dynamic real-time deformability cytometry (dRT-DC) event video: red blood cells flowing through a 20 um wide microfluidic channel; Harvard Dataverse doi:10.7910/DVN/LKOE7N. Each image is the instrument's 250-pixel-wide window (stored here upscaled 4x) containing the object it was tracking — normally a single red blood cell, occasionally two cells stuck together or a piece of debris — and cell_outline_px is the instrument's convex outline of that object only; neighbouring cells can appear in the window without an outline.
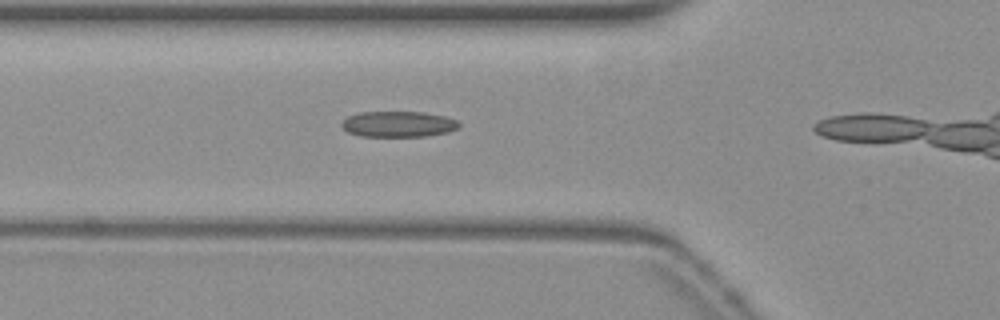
{"species": "common noctule bat (a hibernating species)", "species_latin": "Nyctalus noctula", "temperature_condition": "warm", "stored_images_in_passage": 11, "camera_frame_rate_fps": 3000, "um_per_image_px": 0.085, "animal": {"sex": "female", "body_mass_g": 19.3, "forearm_length_mm": 54.1}, "frame": {"image": 1, "passage_image": 4, "time_ms": 1.0, "image_size_px": [1000, 320], "cell_outline_px": [[460, 124], [456, 128], [448, 132], [424, 136], [360, 136], [348, 132], [340, 124], [348, 116], [360, 112], [424, 112], [444, 116], [456, 120]], "centroid_in_image_um": [33.84, 10.54], "position_along_channel_um": 92.0, "area_um2": 17.46}}
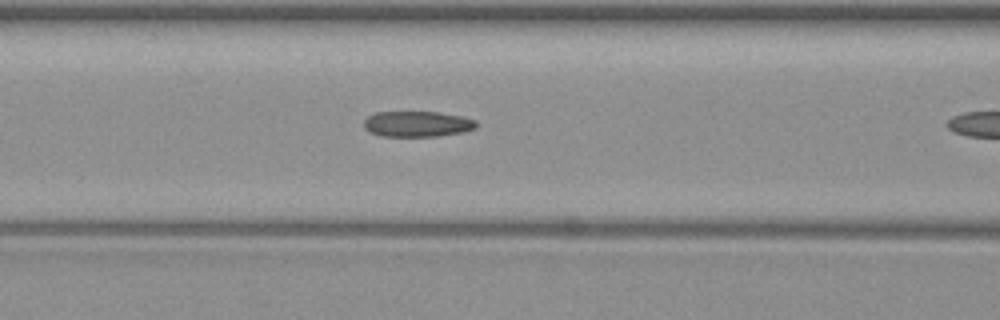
{"frame": {"image": 2, "passage_image": 7, "time_ms": 2.0, "image_size_px": [1000, 320], "cell_outline_px": [[476, 128], [464, 132], [436, 136], [380, 136], [368, 132], [364, 128], [364, 120], [368, 116], [376, 112], [440, 112], [460, 116], [476, 120]], "centroid_in_image_um": [35.44, 10.54], "position_along_channel_um": 131.2, "area_um2": 16.88}}
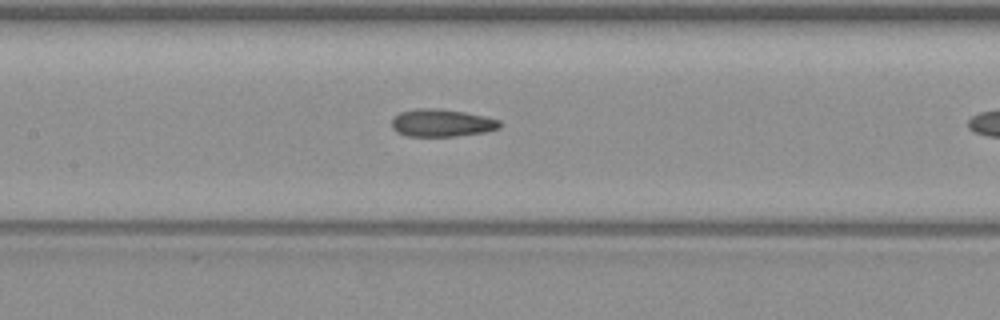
{"frame": {"image": 3, "passage_image": 10, "time_ms": 3.0, "image_size_px": [1000, 320], "cell_outline_px": [[500, 128], [484, 132], [456, 136], [408, 136], [396, 132], [392, 128], [392, 120], [400, 112], [416, 108], [436, 108], [464, 112], [484, 116], [500, 120]], "centroid_in_image_um": [37.53, 10.45], "position_along_channel_um": 169.9, "area_um2": 17.28}}